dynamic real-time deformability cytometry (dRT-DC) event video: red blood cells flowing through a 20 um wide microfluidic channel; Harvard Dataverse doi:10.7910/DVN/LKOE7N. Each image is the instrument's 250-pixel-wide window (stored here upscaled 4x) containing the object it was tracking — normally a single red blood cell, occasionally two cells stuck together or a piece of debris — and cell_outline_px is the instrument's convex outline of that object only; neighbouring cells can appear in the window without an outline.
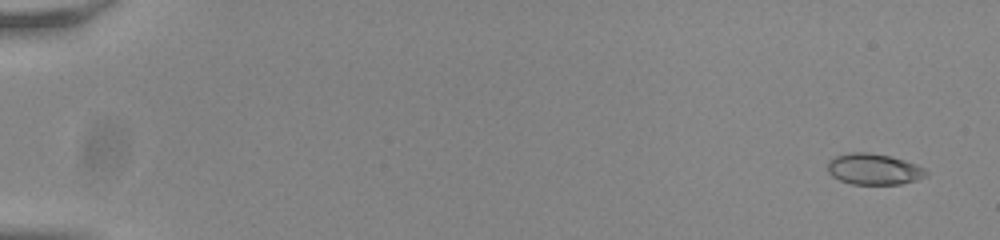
{"species": "common noctule bat (a hibernating species)", "species_latin": "Nyctalus noctula", "temperature_condition": "room temperature", "stored_images_in_passage": 56, "camera_frame_rate_fps": 3000, "um_per_image_px": 0.085, "animal": {"sex": "male", "body_mass_g": 20.0, "forearm_length_mm": 53.3}, "frame": {"image": 1, "passage_image": 3, "time_ms": 0.667, "image_size_px": [1000, 240], "cell_outline_px": [[928, 172], [924, 176], [916, 180], [900, 184], [852, 184], [840, 180], [832, 176], [828, 172], [828, 160], [836, 156], [852, 152], [868, 152], [888, 156], [904, 160], [916, 164], [924, 168]], "centroid_in_image_um": [74.25, 14.38], "position_along_channel_um": 10.7, "area_um2": 17.69}}
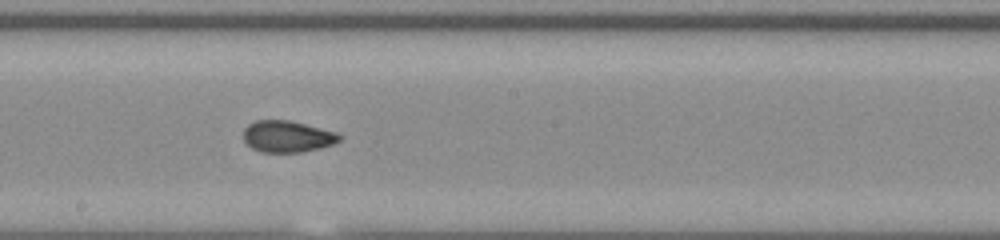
{"frame": {"image": 2, "passage_image": 33, "time_ms": 10.667, "image_size_px": [1000, 240], "cell_outline_px": [[344, 136], [340, 140], [332, 144], [320, 148], [300, 152], [260, 152], [252, 148], [244, 140], [244, 128], [248, 124], [256, 120], [288, 120], [336, 132]], "centroid_in_image_um": [24.42, 11.6], "position_along_channel_um": 223.8, "area_um2": 17.57}}
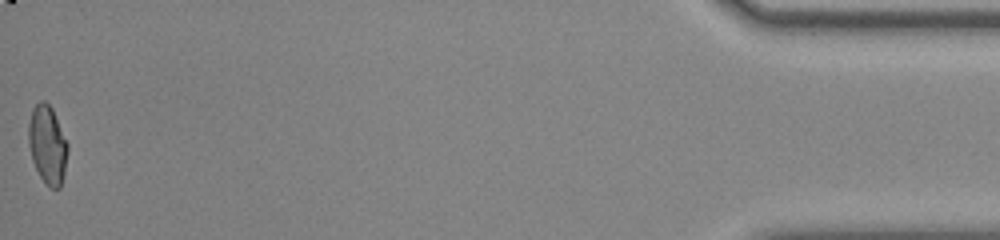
{"frame": {"image": 3, "passage_image": 56, "time_ms": 18.333, "image_size_px": [1000, 240], "cell_outline_px": [[68, 152], [64, 172], [60, 188], [48, 188], [40, 176], [32, 160], [28, 144], [28, 124], [32, 108], [40, 100], [44, 100], [52, 108], [68, 144]], "centroid_in_image_um": [4.02, 12.29], "position_along_channel_um": 431.2, "area_um2": 17.98}, "authors_computed_cell_mechanics": {"area_um2": 17.8024, "velocity_mm_per_s": 3.8238, "shape_relaxation_time_tau1_ms": null, "shape_relaxation_time_tau2_ms": 0.8694, "deformation_change_tau1": null, "deformation_change_tau2": 0.0599}}